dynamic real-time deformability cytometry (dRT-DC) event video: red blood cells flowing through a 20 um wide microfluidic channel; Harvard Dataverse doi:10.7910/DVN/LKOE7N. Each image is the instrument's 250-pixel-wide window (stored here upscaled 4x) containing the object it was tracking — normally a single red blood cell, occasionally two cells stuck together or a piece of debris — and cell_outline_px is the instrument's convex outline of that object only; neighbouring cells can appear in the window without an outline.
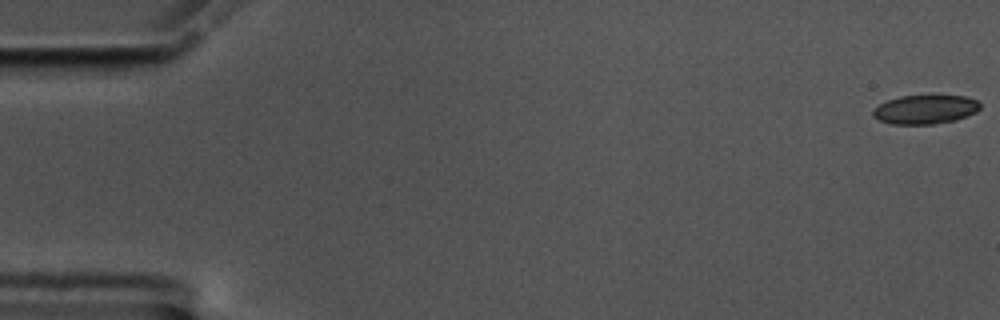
{"species": "common noctule bat (a hibernating species)", "species_latin": "Nyctalus noctula", "temperature_condition": "cold", "stored_images_in_passage": 58, "camera_frame_rate_fps": 3000, "um_per_image_px": 0.085, "animal": {"sex": "male", "body_mass_g": 17.5, "forearm_length_mm": 52.3}, "frame": {"image": 1, "passage_image": 1, "time_ms": 0.0, "image_size_px": [1000, 320], "cell_outline_px": [[980, 108], [976, 112], [956, 120], [932, 124], [892, 124], [880, 120], [872, 116], [872, 112], [880, 104], [888, 100], [900, 96], [964, 96], [976, 100], [980, 104]], "centroid_in_image_um": [78.65, 9.31], "position_along_channel_um": 6.4, "area_um2": 17.86}}
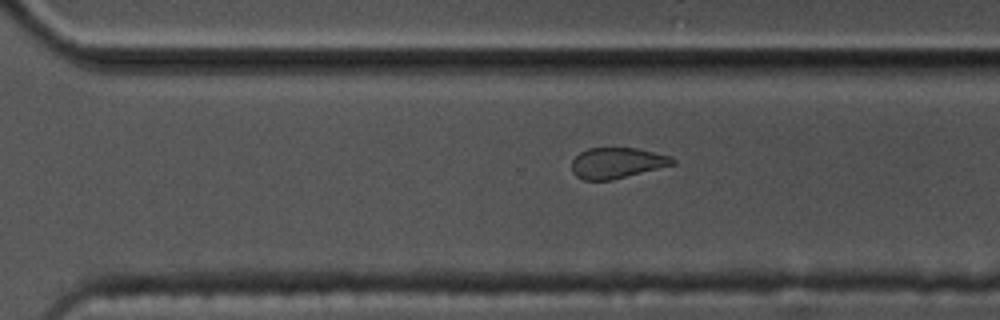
{"frame": {"image": 2, "passage_image": 40, "time_ms": 13.0, "image_size_px": [1000, 320], "cell_outline_px": [[676, 164], [612, 180], [584, 180], [576, 176], [572, 172], [572, 160], [580, 152], [588, 148], [636, 148], [672, 156], [676, 160]], "centroid_in_image_um": [52.46, 13.85], "position_along_channel_um": 318.1, "area_um2": 18.15}}
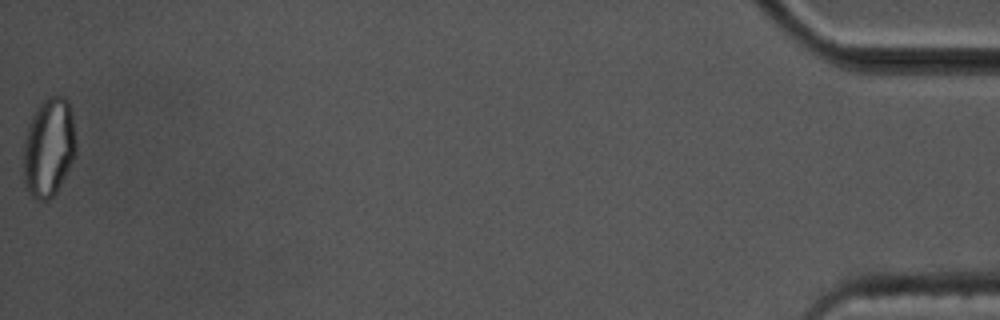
{"frame": {"image": 3, "passage_image": 58, "time_ms": 19.0, "image_size_px": [1000, 320], "cell_outline_px": [[76, 156], [56, 192], [48, 200], [36, 200], [24, 188], [24, 140], [28, 124], [36, 108], [48, 96], [64, 96], [68, 100], [72, 112], [76, 144]], "centroid_in_image_um": [4.15, 12.53], "position_along_channel_um": 431.0, "area_um2": 30.58}, "authors_computed_cell_mechanics": {"area_um2": 19.5075, "velocity_mm_per_s": 3.5206, "shape_relaxation_time_tau1_ms": 4.0938, "shape_relaxation_time_tau2_ms": 4.1977, "deformation_change_tau1": 0.1036, "deformation_change_tau2": 0.119}}